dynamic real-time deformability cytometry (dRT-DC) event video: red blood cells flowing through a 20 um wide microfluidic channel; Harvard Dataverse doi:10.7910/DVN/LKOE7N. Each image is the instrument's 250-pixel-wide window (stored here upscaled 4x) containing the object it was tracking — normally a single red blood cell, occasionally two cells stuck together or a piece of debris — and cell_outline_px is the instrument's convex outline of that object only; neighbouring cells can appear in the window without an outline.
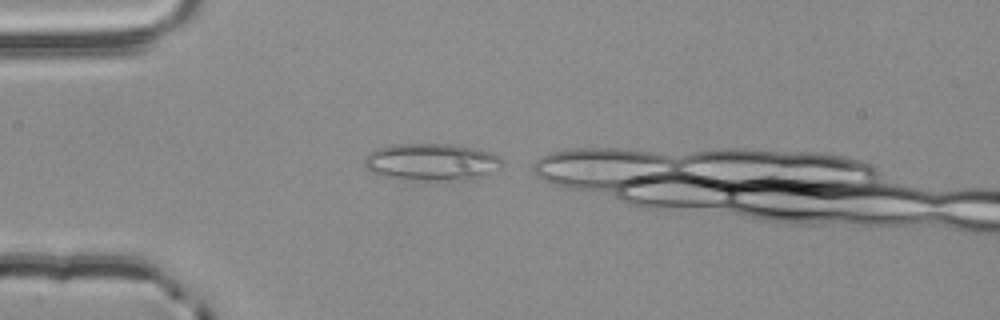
{"species": "common noctule bat (a hibernating species)", "species_latin": "Nyctalus noctula", "temperature_condition": "room temperature", "stored_images_in_passage": 13, "camera_frame_rate_fps": 3000, "um_per_image_px": 0.085, "animal": {"sex": "male", "body_mass_g": 20.4}, "frame": {"image": 1, "passage_image": 1, "time_ms": 0.0, "image_size_px": [1000, 320], "cell_outline_px": [[504, 164], [500, 168], [476, 180], [400, 180], [380, 176], [368, 172], [364, 164], [364, 156], [376, 148], [392, 144], [456, 144], [476, 148], [500, 156], [504, 160]], "centroid_in_image_um": [36.68, 13.79], "position_along_channel_um": 48.3, "area_um2": 30.81}}
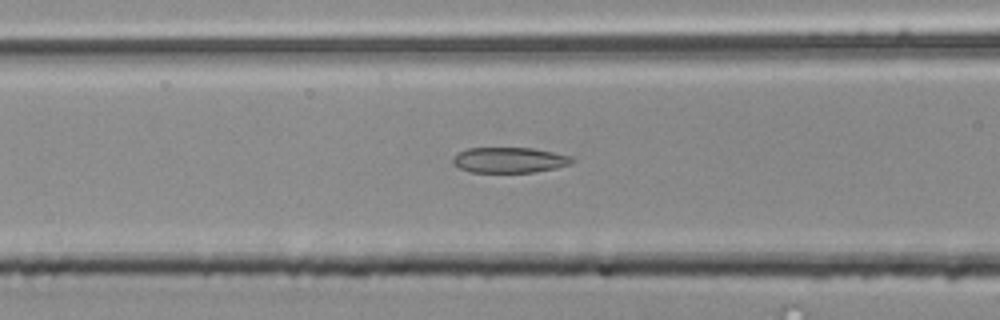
{"frame": {"image": 2, "passage_image": 8, "time_ms": 2.333, "image_size_px": [1000, 320], "cell_outline_px": [[572, 160], [568, 164], [556, 168], [536, 172], [472, 172], [460, 168], [452, 164], [452, 160], [460, 152], [468, 148], [532, 148], [572, 156]], "centroid_in_image_um": [43.29, 13.6], "position_along_channel_um": 123.3, "area_um2": 17.46}}
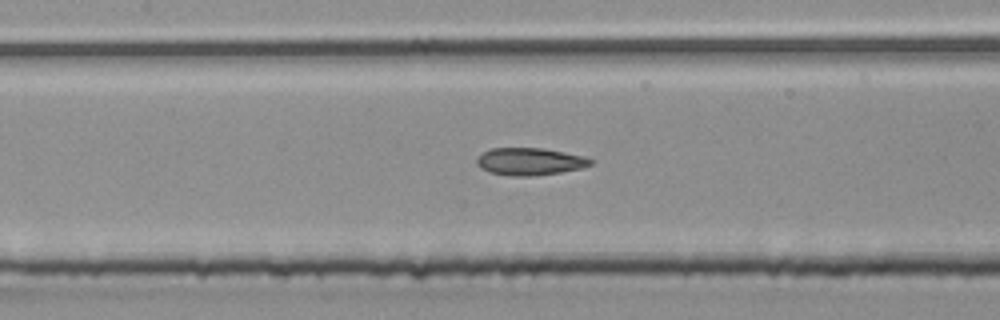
{"frame": {"image": 3, "passage_image": 11, "time_ms": 3.333, "image_size_px": [1000, 320], "cell_outline_px": [[592, 164], [584, 168], [536, 176], [512, 176], [488, 172], [480, 168], [476, 160], [484, 152], [492, 148], [544, 148], [584, 156], [592, 160]], "centroid_in_image_um": [45.06, 13.73], "position_along_channel_um": 162.3, "area_um2": 18.15}}